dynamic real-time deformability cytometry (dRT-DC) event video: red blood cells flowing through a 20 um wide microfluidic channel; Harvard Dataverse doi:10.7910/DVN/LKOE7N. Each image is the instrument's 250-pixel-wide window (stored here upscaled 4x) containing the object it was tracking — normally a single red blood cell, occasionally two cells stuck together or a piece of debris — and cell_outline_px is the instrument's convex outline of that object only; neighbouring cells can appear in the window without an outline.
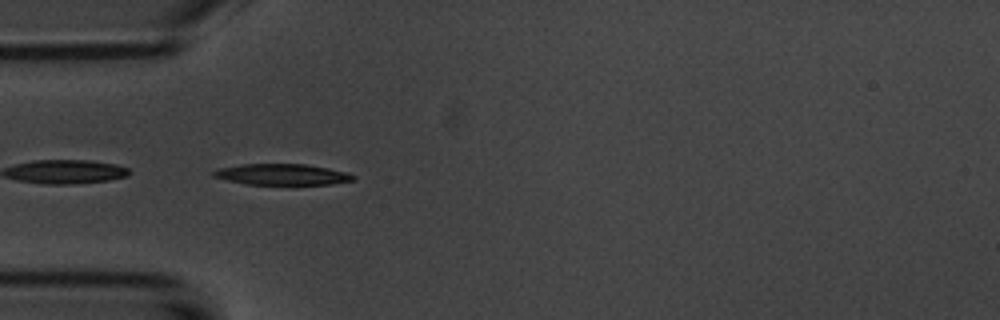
{"species": "common noctule bat (a hibernating species)", "species_latin": "Nyctalus noctula", "temperature_condition": "room temperature", "stored_images_in_passage": 2, "camera_frame_rate_fps": 3000, "um_per_image_px": 0.085, "animal": {"sex": "male", "body_mass_g": 20.1, "forearm_length_mm": 53.5}, "frame": {"image": 1, "passage_image": 2, "time_ms": 1.0, "image_size_px": [1000, 320], "cell_outline_px": [[356, 180], [332, 184], [244, 184], [212, 176], [212, 172], [216, 168], [240, 164], [304, 164], [328, 168], [348, 172], [356, 176]], "centroid_in_image_um": [23.98, 14.82], "position_along_channel_um": 61.0, "area_um2": 17.22}}